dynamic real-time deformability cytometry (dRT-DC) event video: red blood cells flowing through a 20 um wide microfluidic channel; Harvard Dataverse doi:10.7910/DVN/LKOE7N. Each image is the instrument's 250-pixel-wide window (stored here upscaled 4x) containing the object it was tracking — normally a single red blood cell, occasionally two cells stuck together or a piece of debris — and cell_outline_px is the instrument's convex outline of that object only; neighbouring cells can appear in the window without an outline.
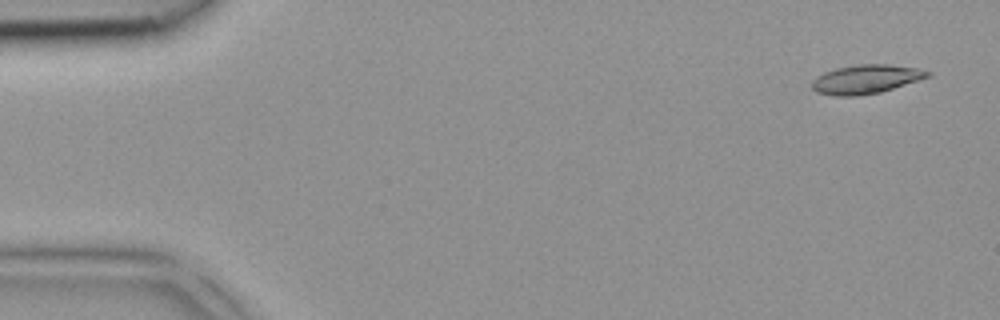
{"species": "common noctule bat (a hibernating species)", "species_latin": "Nyctalus noctula", "temperature_condition": "room temperature", "stored_images_in_passage": 3, "camera_frame_rate_fps": 3000, "um_per_image_px": 0.085, "animal": {"sex": "female", "body_mass_g": 18.4}, "frame": {"image": 1, "passage_image": 1, "time_ms": 0.0, "image_size_px": [1000, 320], "cell_outline_px": [[932, 76], [880, 92], [856, 96], [836, 96], [816, 92], [812, 88], [812, 80], [816, 76], [824, 72], [836, 68], [860, 64], [888, 64], [916, 68], [932, 72]], "centroid_in_image_um": [73.6, 6.73], "position_along_channel_um": 11.4, "area_um2": 19.48}}
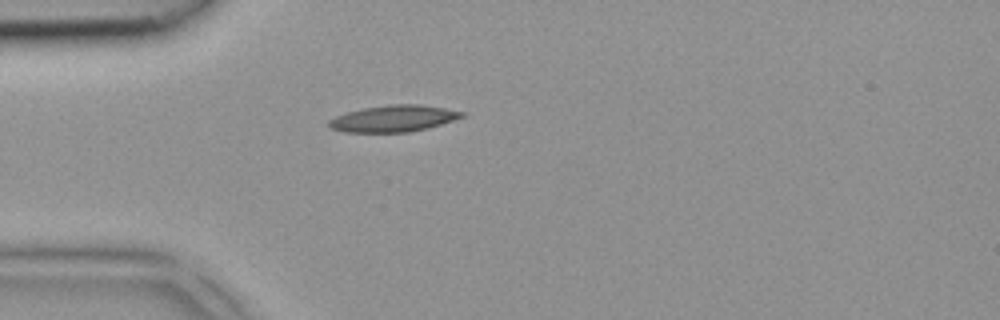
{"frame": {"image": 2, "passage_image": 3, "time_ms": 0.667, "image_size_px": [1000, 320], "cell_outline_px": [[468, 116], [428, 128], [408, 132], [344, 132], [328, 128], [328, 120], [336, 116], [348, 112], [364, 108], [388, 104], [420, 104], [444, 108], [464, 112]], "centroid_in_image_um": [33.46, 10.07], "position_along_channel_um": 51.5, "area_um2": 20.69}}